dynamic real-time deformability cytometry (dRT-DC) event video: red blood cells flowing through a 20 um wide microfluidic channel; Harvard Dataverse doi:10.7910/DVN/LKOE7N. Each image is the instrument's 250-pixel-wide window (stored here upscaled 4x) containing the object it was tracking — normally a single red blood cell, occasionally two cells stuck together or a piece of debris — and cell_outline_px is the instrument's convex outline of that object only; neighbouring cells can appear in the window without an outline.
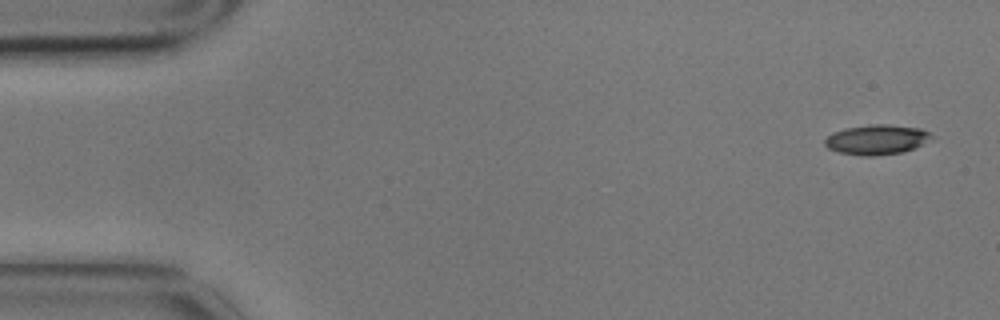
{"species": "common noctule bat (a hibernating species)", "species_latin": "Nyctalus noctula", "temperature_condition": "cold", "stored_images_in_passage": 9, "camera_frame_rate_fps": 3000, "um_per_image_px": 0.085, "animal": {"sex": "male", "body_mass_g": 17.9}, "frame": {"image": 1, "passage_image": 1, "time_ms": 0.0, "image_size_px": [1000, 320], "cell_outline_px": [[936, 136], [932, 140], [904, 152], [872, 156], [860, 156], [840, 152], [828, 148], [824, 144], [824, 140], [832, 132], [844, 128], [872, 124], [888, 124], [920, 128]], "centroid_in_image_um": [74.54, 11.86], "position_along_channel_um": 10.5, "area_um2": 18.79}}
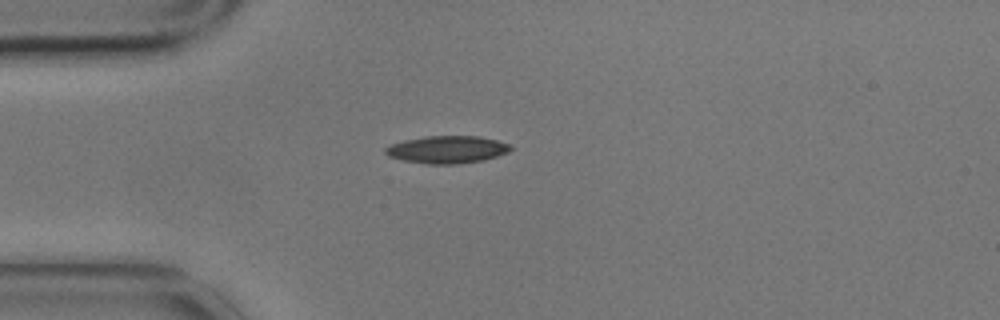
{"frame": {"image": 2, "passage_image": 3, "time_ms": 0.667, "image_size_px": [1000, 320], "cell_outline_px": [[512, 148], [508, 152], [484, 160], [456, 164], [428, 164], [404, 160], [388, 156], [384, 152], [384, 148], [392, 144], [404, 140], [428, 136], [480, 136], [496, 140], [508, 144]], "centroid_in_image_um": [37.99, 12.71], "position_along_channel_um": 47.0, "area_um2": 19.88}}